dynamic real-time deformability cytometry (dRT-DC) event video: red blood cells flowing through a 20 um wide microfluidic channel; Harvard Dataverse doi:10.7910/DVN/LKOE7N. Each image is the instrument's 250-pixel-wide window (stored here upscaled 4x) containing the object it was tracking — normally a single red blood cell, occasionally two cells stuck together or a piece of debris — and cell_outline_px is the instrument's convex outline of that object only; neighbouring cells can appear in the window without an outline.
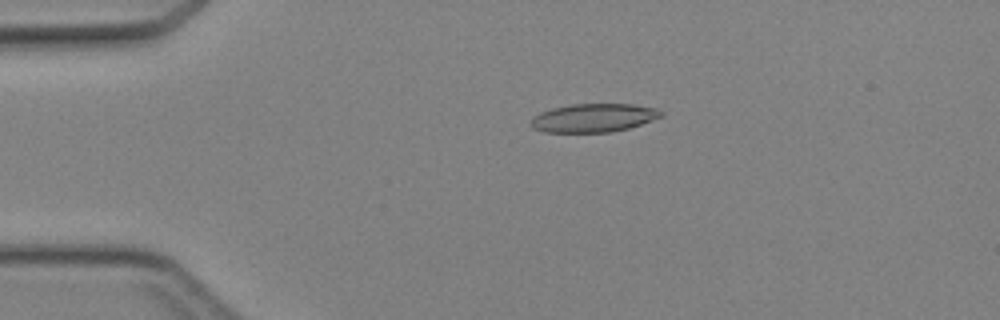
{"species": "Egyptian fruit bat (a non-hibernating species)", "species_latin": "Rousettus aegyptiacus", "temperature_condition": "cold", "stored_images_in_passage": 46, "camera_frame_rate_fps": 3000, "um_per_image_px": 0.085, "animal": {"sex": "female"}, "frame": {"image": 1, "passage_image": 10, "time_ms": 3.0, "image_size_px": [1000, 320], "cell_outline_px": [[664, 116], [628, 128], [612, 132], [544, 132], [532, 128], [532, 116], [540, 112], [552, 108], [572, 104], [632, 104], [660, 108], [664, 112]], "centroid_in_image_um": [50.49, 10.01], "position_along_channel_um": 34.5, "area_um2": 21.73}}
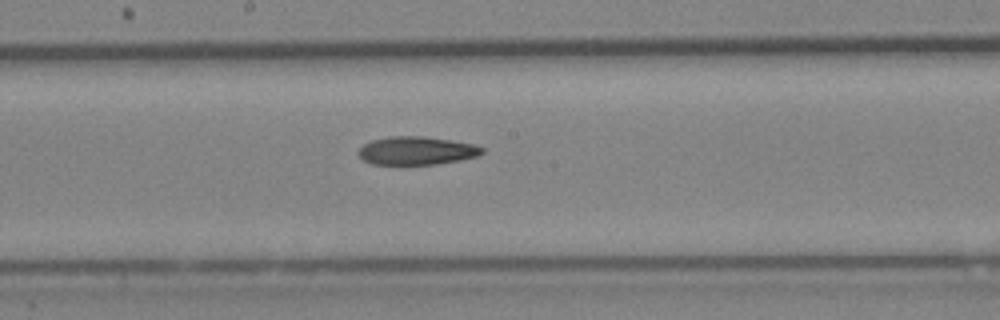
{"frame": {"image": 2, "passage_image": 25, "time_ms": 8.0, "image_size_px": [1000, 320], "cell_outline_px": [[484, 152], [480, 156], [460, 160], [436, 164], [372, 164], [364, 160], [356, 152], [364, 144], [372, 140], [388, 136], [424, 136], [472, 144], [484, 148]], "centroid_in_image_um": [35.41, 12.81], "position_along_channel_um": 212.8, "area_um2": 20.29}}
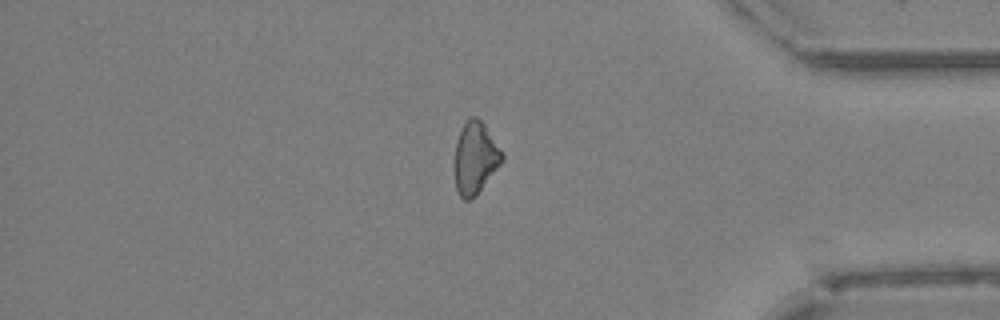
{"frame": {"image": 3, "passage_image": 39, "time_ms": 12.667, "image_size_px": [1000, 320], "cell_outline_px": [[504, 160], [476, 196], [468, 200], [464, 200], [460, 196], [456, 188], [452, 160], [456, 140], [468, 116], [476, 116], [484, 124], [504, 156]], "centroid_in_image_um": [40.35, 13.44], "position_along_channel_um": 394.9, "area_um2": 20.23}}